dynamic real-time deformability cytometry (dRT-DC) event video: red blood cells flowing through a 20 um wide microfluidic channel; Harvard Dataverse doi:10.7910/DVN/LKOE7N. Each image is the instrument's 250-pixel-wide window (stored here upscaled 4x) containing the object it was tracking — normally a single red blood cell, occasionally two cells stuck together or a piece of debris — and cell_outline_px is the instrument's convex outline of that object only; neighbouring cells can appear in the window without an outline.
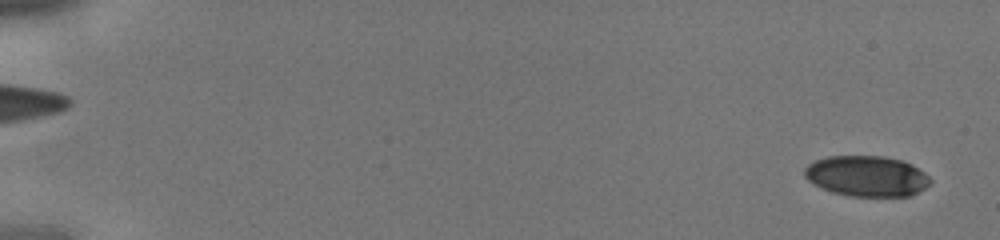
{"species": "human", "species_latin": "Homo sapiens", "temperature_condition": "cold", "stored_images_in_passage": 43, "camera_frame_rate_fps": 3000, "um_per_image_px": 0.085, "donor": {"sex": "male"}, "frame": {"image": 1, "passage_image": 2, "time_ms": 0.333, "image_size_px": [1000, 240], "cell_outline_px": [[932, 180], [924, 188], [908, 196], [848, 196], [832, 192], [808, 180], [804, 176], [804, 168], [808, 164], [816, 160], [828, 156], [884, 156], [900, 160], [912, 164], [924, 172]], "centroid_in_image_um": [73.66, 14.96], "position_along_channel_um": 11.3, "area_um2": 29.59}}
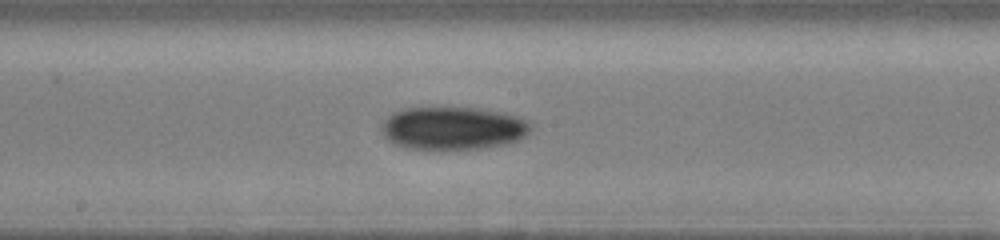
{"frame": {"image": 2, "passage_image": 25, "time_ms": 8.0, "image_size_px": [1000, 240], "cell_outline_px": [[532, 128], [524, 136], [516, 140], [504, 144], [480, 148], [408, 148], [396, 144], [388, 140], [384, 136], [380, 128], [380, 124], [392, 112], [404, 108], [480, 108], [504, 112], [516, 116], [532, 124]], "centroid_in_image_um": [38.47, 10.87], "position_along_channel_um": 209.7, "area_um2": 36.99}}
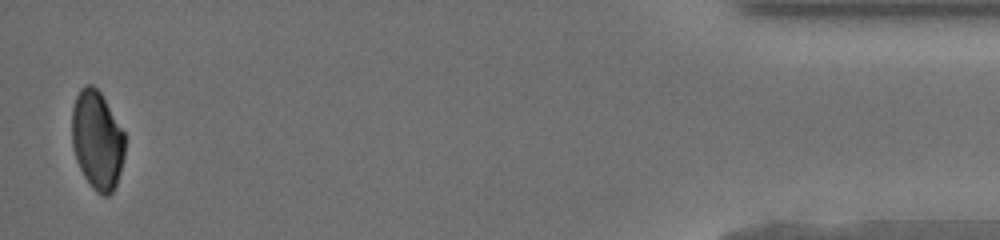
{"frame": {"image": 3, "passage_image": 43, "time_ms": 14.0, "image_size_px": [1000, 240], "cell_outline_px": [[124, 156], [120, 172], [116, 184], [112, 192], [108, 196], [104, 196], [96, 192], [92, 188], [84, 176], [76, 160], [72, 148], [72, 108], [76, 96], [80, 88], [84, 84], [92, 84], [100, 92], [124, 132]], "centroid_in_image_um": [8.24, 11.91], "position_along_channel_um": 427.0, "area_um2": 30.52}}